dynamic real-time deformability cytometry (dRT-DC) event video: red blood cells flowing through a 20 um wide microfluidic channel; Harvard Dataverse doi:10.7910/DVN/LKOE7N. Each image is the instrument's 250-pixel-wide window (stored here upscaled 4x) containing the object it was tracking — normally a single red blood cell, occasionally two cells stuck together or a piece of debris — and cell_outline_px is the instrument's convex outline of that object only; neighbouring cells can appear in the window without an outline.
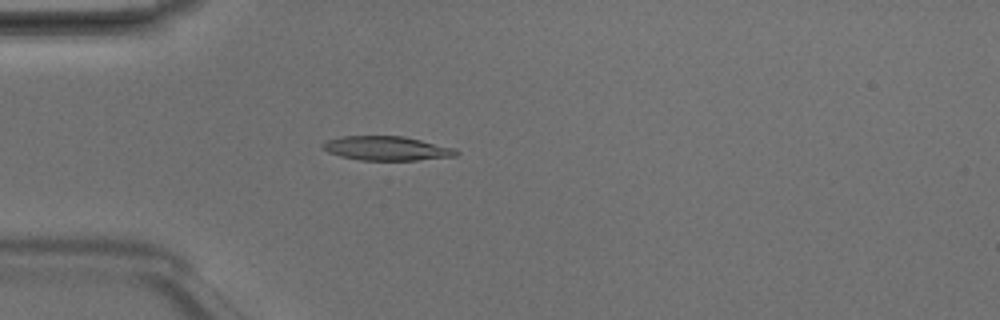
{"species": "Egyptian fruit bat (a non-hibernating species)", "species_latin": "Rousettus aegyptiacus", "temperature_condition": "room temperature", "stored_images_in_passage": 4, "camera_frame_rate_fps": 3000, "um_per_image_px": 0.085, "animal": {"sex": "male"}, "frame": {"image": 1, "passage_image": 4, "time_ms": 1.0, "image_size_px": [1000, 320], "cell_outline_px": [[460, 152], [456, 156], [416, 160], [360, 160], [340, 156], [328, 152], [320, 148], [320, 144], [328, 140], [340, 136], [404, 136], [456, 148]], "centroid_in_image_um": [32.85, 12.6], "position_along_channel_um": 52.1, "area_um2": 18.96}}